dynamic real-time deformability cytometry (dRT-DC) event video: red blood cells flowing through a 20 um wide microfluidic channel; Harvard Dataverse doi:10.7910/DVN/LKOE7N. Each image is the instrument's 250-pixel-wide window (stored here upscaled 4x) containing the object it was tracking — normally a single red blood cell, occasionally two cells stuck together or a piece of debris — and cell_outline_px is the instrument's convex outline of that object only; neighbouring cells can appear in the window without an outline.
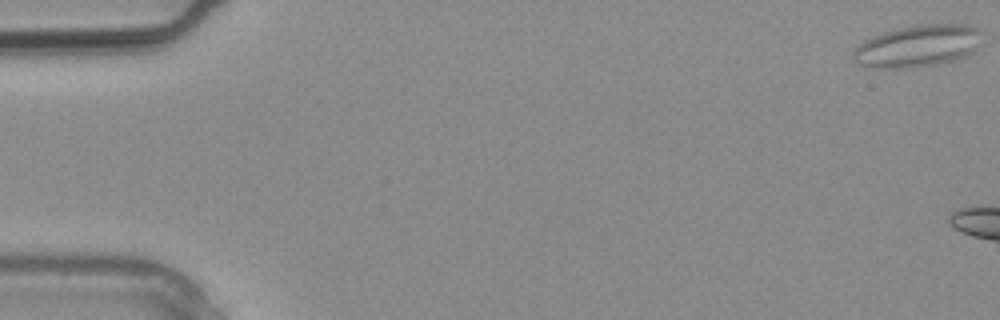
{"species": "common noctule bat (a hibernating species)", "species_latin": "Nyctalus noctula", "temperature_condition": "warm", "stored_images_in_passage": 3, "camera_frame_rate_fps": 3000, "um_per_image_px": 0.085, "animal": {"sex": "male", "body_mass_g": 20.4}, "frame": {"image": 1, "passage_image": 1, "time_ms": 0.0, "image_size_px": [1000, 320], "cell_outline_px": [[984, 32], [980, 48], [968, 56], [952, 60], [932, 64], [908, 68], [868, 68], [856, 64], [852, 56], [852, 52], [864, 40], [872, 36], [884, 32], [912, 24], [972, 24], [980, 28]], "centroid_in_image_um": [78.07, 3.89], "position_along_channel_um": 6.9, "area_um2": 32.31}}